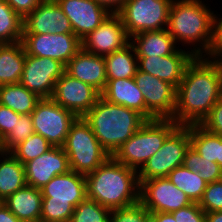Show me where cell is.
Masks as SVG:
<instances>
[{
  "label": "cell",
  "mask_w": 222,
  "mask_h": 222,
  "mask_svg": "<svg viewBox=\"0 0 222 222\" xmlns=\"http://www.w3.org/2000/svg\"><path fill=\"white\" fill-rule=\"evenodd\" d=\"M221 96L217 66L208 56L194 57L177 87L172 119L183 126L200 124Z\"/></svg>",
  "instance_id": "obj_1"
},
{
  "label": "cell",
  "mask_w": 222,
  "mask_h": 222,
  "mask_svg": "<svg viewBox=\"0 0 222 222\" xmlns=\"http://www.w3.org/2000/svg\"><path fill=\"white\" fill-rule=\"evenodd\" d=\"M209 5L206 0H173L170 6L167 30L179 48L195 57L208 56L218 45L219 14Z\"/></svg>",
  "instance_id": "obj_2"
},
{
  "label": "cell",
  "mask_w": 222,
  "mask_h": 222,
  "mask_svg": "<svg viewBox=\"0 0 222 222\" xmlns=\"http://www.w3.org/2000/svg\"><path fill=\"white\" fill-rule=\"evenodd\" d=\"M86 197L109 210L140 201L138 172L110 156L95 171L85 176Z\"/></svg>",
  "instance_id": "obj_3"
},
{
  "label": "cell",
  "mask_w": 222,
  "mask_h": 222,
  "mask_svg": "<svg viewBox=\"0 0 222 222\" xmlns=\"http://www.w3.org/2000/svg\"><path fill=\"white\" fill-rule=\"evenodd\" d=\"M83 118L110 156L147 121L137 111L110 103L101 96Z\"/></svg>",
  "instance_id": "obj_4"
},
{
  "label": "cell",
  "mask_w": 222,
  "mask_h": 222,
  "mask_svg": "<svg viewBox=\"0 0 222 222\" xmlns=\"http://www.w3.org/2000/svg\"><path fill=\"white\" fill-rule=\"evenodd\" d=\"M40 190V222H69L75 207L86 198L85 175L70 170L53 177Z\"/></svg>",
  "instance_id": "obj_5"
},
{
  "label": "cell",
  "mask_w": 222,
  "mask_h": 222,
  "mask_svg": "<svg viewBox=\"0 0 222 222\" xmlns=\"http://www.w3.org/2000/svg\"><path fill=\"white\" fill-rule=\"evenodd\" d=\"M178 126L173 119L147 120L112 157L138 172Z\"/></svg>",
  "instance_id": "obj_6"
},
{
  "label": "cell",
  "mask_w": 222,
  "mask_h": 222,
  "mask_svg": "<svg viewBox=\"0 0 222 222\" xmlns=\"http://www.w3.org/2000/svg\"><path fill=\"white\" fill-rule=\"evenodd\" d=\"M62 148L68 156L70 170L85 176L110 157L83 117L71 124Z\"/></svg>",
  "instance_id": "obj_7"
},
{
  "label": "cell",
  "mask_w": 222,
  "mask_h": 222,
  "mask_svg": "<svg viewBox=\"0 0 222 222\" xmlns=\"http://www.w3.org/2000/svg\"><path fill=\"white\" fill-rule=\"evenodd\" d=\"M173 0H127L117 13L129 37L137 33L167 29Z\"/></svg>",
  "instance_id": "obj_8"
},
{
  "label": "cell",
  "mask_w": 222,
  "mask_h": 222,
  "mask_svg": "<svg viewBox=\"0 0 222 222\" xmlns=\"http://www.w3.org/2000/svg\"><path fill=\"white\" fill-rule=\"evenodd\" d=\"M189 147V125H179L166 138L162 147L138 171L139 183L151 178L167 177L175 168L183 165L184 156Z\"/></svg>",
  "instance_id": "obj_9"
},
{
  "label": "cell",
  "mask_w": 222,
  "mask_h": 222,
  "mask_svg": "<svg viewBox=\"0 0 222 222\" xmlns=\"http://www.w3.org/2000/svg\"><path fill=\"white\" fill-rule=\"evenodd\" d=\"M30 115L34 132L57 147L64 145L69 128L77 118L68 109L58 105L52 98L40 99Z\"/></svg>",
  "instance_id": "obj_10"
},
{
  "label": "cell",
  "mask_w": 222,
  "mask_h": 222,
  "mask_svg": "<svg viewBox=\"0 0 222 222\" xmlns=\"http://www.w3.org/2000/svg\"><path fill=\"white\" fill-rule=\"evenodd\" d=\"M21 42L26 54L52 58L65 66L82 48L75 34H22Z\"/></svg>",
  "instance_id": "obj_11"
},
{
  "label": "cell",
  "mask_w": 222,
  "mask_h": 222,
  "mask_svg": "<svg viewBox=\"0 0 222 222\" xmlns=\"http://www.w3.org/2000/svg\"><path fill=\"white\" fill-rule=\"evenodd\" d=\"M140 202L150 213H172L193 203L167 177L143 181L140 184Z\"/></svg>",
  "instance_id": "obj_12"
},
{
  "label": "cell",
  "mask_w": 222,
  "mask_h": 222,
  "mask_svg": "<svg viewBox=\"0 0 222 222\" xmlns=\"http://www.w3.org/2000/svg\"><path fill=\"white\" fill-rule=\"evenodd\" d=\"M65 65L48 57L26 54L20 83L39 98H51L56 81L64 74Z\"/></svg>",
  "instance_id": "obj_13"
},
{
  "label": "cell",
  "mask_w": 222,
  "mask_h": 222,
  "mask_svg": "<svg viewBox=\"0 0 222 222\" xmlns=\"http://www.w3.org/2000/svg\"><path fill=\"white\" fill-rule=\"evenodd\" d=\"M134 80L144 96L146 109L156 119H172L177 88L169 82L137 70Z\"/></svg>",
  "instance_id": "obj_14"
},
{
  "label": "cell",
  "mask_w": 222,
  "mask_h": 222,
  "mask_svg": "<svg viewBox=\"0 0 222 222\" xmlns=\"http://www.w3.org/2000/svg\"><path fill=\"white\" fill-rule=\"evenodd\" d=\"M100 96L101 93L93 86L72 77L65 71L56 81L51 98L79 118L96 104Z\"/></svg>",
  "instance_id": "obj_15"
},
{
  "label": "cell",
  "mask_w": 222,
  "mask_h": 222,
  "mask_svg": "<svg viewBox=\"0 0 222 222\" xmlns=\"http://www.w3.org/2000/svg\"><path fill=\"white\" fill-rule=\"evenodd\" d=\"M82 48L99 56L123 49L130 43L126 29L118 14H109L105 20L83 40Z\"/></svg>",
  "instance_id": "obj_16"
},
{
  "label": "cell",
  "mask_w": 222,
  "mask_h": 222,
  "mask_svg": "<svg viewBox=\"0 0 222 222\" xmlns=\"http://www.w3.org/2000/svg\"><path fill=\"white\" fill-rule=\"evenodd\" d=\"M74 34L56 0H43L23 19V34Z\"/></svg>",
  "instance_id": "obj_17"
},
{
  "label": "cell",
  "mask_w": 222,
  "mask_h": 222,
  "mask_svg": "<svg viewBox=\"0 0 222 222\" xmlns=\"http://www.w3.org/2000/svg\"><path fill=\"white\" fill-rule=\"evenodd\" d=\"M26 185L43 188L53 177L70 171L69 160L62 147L53 146L24 164Z\"/></svg>",
  "instance_id": "obj_18"
},
{
  "label": "cell",
  "mask_w": 222,
  "mask_h": 222,
  "mask_svg": "<svg viewBox=\"0 0 222 222\" xmlns=\"http://www.w3.org/2000/svg\"><path fill=\"white\" fill-rule=\"evenodd\" d=\"M70 20L73 33L83 40L110 14L94 0H56Z\"/></svg>",
  "instance_id": "obj_19"
},
{
  "label": "cell",
  "mask_w": 222,
  "mask_h": 222,
  "mask_svg": "<svg viewBox=\"0 0 222 222\" xmlns=\"http://www.w3.org/2000/svg\"><path fill=\"white\" fill-rule=\"evenodd\" d=\"M194 57L190 51L183 48H178L173 54L163 57H137L138 70L169 82L177 88L186 67Z\"/></svg>",
  "instance_id": "obj_20"
},
{
  "label": "cell",
  "mask_w": 222,
  "mask_h": 222,
  "mask_svg": "<svg viewBox=\"0 0 222 222\" xmlns=\"http://www.w3.org/2000/svg\"><path fill=\"white\" fill-rule=\"evenodd\" d=\"M65 71L72 77L90 84L100 93L107 83L104 56L95 55L81 48L67 63Z\"/></svg>",
  "instance_id": "obj_21"
},
{
  "label": "cell",
  "mask_w": 222,
  "mask_h": 222,
  "mask_svg": "<svg viewBox=\"0 0 222 222\" xmlns=\"http://www.w3.org/2000/svg\"><path fill=\"white\" fill-rule=\"evenodd\" d=\"M101 97L110 103L125 106L143 115L147 120L156 118L146 109L144 96L134 78L107 80Z\"/></svg>",
  "instance_id": "obj_22"
},
{
  "label": "cell",
  "mask_w": 222,
  "mask_h": 222,
  "mask_svg": "<svg viewBox=\"0 0 222 222\" xmlns=\"http://www.w3.org/2000/svg\"><path fill=\"white\" fill-rule=\"evenodd\" d=\"M42 200L40 189L25 185L3 203L22 222H40Z\"/></svg>",
  "instance_id": "obj_23"
},
{
  "label": "cell",
  "mask_w": 222,
  "mask_h": 222,
  "mask_svg": "<svg viewBox=\"0 0 222 222\" xmlns=\"http://www.w3.org/2000/svg\"><path fill=\"white\" fill-rule=\"evenodd\" d=\"M130 43L137 57H163L179 48L167 29L137 33L130 37Z\"/></svg>",
  "instance_id": "obj_24"
},
{
  "label": "cell",
  "mask_w": 222,
  "mask_h": 222,
  "mask_svg": "<svg viewBox=\"0 0 222 222\" xmlns=\"http://www.w3.org/2000/svg\"><path fill=\"white\" fill-rule=\"evenodd\" d=\"M26 52L22 42L0 44V86L20 83Z\"/></svg>",
  "instance_id": "obj_25"
},
{
  "label": "cell",
  "mask_w": 222,
  "mask_h": 222,
  "mask_svg": "<svg viewBox=\"0 0 222 222\" xmlns=\"http://www.w3.org/2000/svg\"><path fill=\"white\" fill-rule=\"evenodd\" d=\"M26 185L25 167L10 152L0 151V200Z\"/></svg>",
  "instance_id": "obj_26"
},
{
  "label": "cell",
  "mask_w": 222,
  "mask_h": 222,
  "mask_svg": "<svg viewBox=\"0 0 222 222\" xmlns=\"http://www.w3.org/2000/svg\"><path fill=\"white\" fill-rule=\"evenodd\" d=\"M107 80L134 78L138 60L131 43L123 49L104 56Z\"/></svg>",
  "instance_id": "obj_27"
},
{
  "label": "cell",
  "mask_w": 222,
  "mask_h": 222,
  "mask_svg": "<svg viewBox=\"0 0 222 222\" xmlns=\"http://www.w3.org/2000/svg\"><path fill=\"white\" fill-rule=\"evenodd\" d=\"M40 99L21 83L0 86V105L19 114H31Z\"/></svg>",
  "instance_id": "obj_28"
},
{
  "label": "cell",
  "mask_w": 222,
  "mask_h": 222,
  "mask_svg": "<svg viewBox=\"0 0 222 222\" xmlns=\"http://www.w3.org/2000/svg\"><path fill=\"white\" fill-rule=\"evenodd\" d=\"M167 178L195 203H199L208 184L197 172L191 171L184 165L175 168Z\"/></svg>",
  "instance_id": "obj_29"
},
{
  "label": "cell",
  "mask_w": 222,
  "mask_h": 222,
  "mask_svg": "<svg viewBox=\"0 0 222 222\" xmlns=\"http://www.w3.org/2000/svg\"><path fill=\"white\" fill-rule=\"evenodd\" d=\"M23 19L5 1L0 0V44L22 40Z\"/></svg>",
  "instance_id": "obj_30"
},
{
  "label": "cell",
  "mask_w": 222,
  "mask_h": 222,
  "mask_svg": "<svg viewBox=\"0 0 222 222\" xmlns=\"http://www.w3.org/2000/svg\"><path fill=\"white\" fill-rule=\"evenodd\" d=\"M190 146L207 160L217 163L219 152V135L212 134L199 124L189 125Z\"/></svg>",
  "instance_id": "obj_31"
},
{
  "label": "cell",
  "mask_w": 222,
  "mask_h": 222,
  "mask_svg": "<svg viewBox=\"0 0 222 222\" xmlns=\"http://www.w3.org/2000/svg\"><path fill=\"white\" fill-rule=\"evenodd\" d=\"M183 165L197 172L207 183L222 179V168L216 162L202 158L192 146L186 150Z\"/></svg>",
  "instance_id": "obj_32"
},
{
  "label": "cell",
  "mask_w": 222,
  "mask_h": 222,
  "mask_svg": "<svg viewBox=\"0 0 222 222\" xmlns=\"http://www.w3.org/2000/svg\"><path fill=\"white\" fill-rule=\"evenodd\" d=\"M53 147L43 136L33 133L17 145L10 153L22 164L35 159Z\"/></svg>",
  "instance_id": "obj_33"
},
{
  "label": "cell",
  "mask_w": 222,
  "mask_h": 222,
  "mask_svg": "<svg viewBox=\"0 0 222 222\" xmlns=\"http://www.w3.org/2000/svg\"><path fill=\"white\" fill-rule=\"evenodd\" d=\"M110 212L108 208L86 197L75 207L69 222H109Z\"/></svg>",
  "instance_id": "obj_34"
},
{
  "label": "cell",
  "mask_w": 222,
  "mask_h": 222,
  "mask_svg": "<svg viewBox=\"0 0 222 222\" xmlns=\"http://www.w3.org/2000/svg\"><path fill=\"white\" fill-rule=\"evenodd\" d=\"M35 133L30 114H20L12 130L3 140L0 151L11 152L17 145L22 143L27 136Z\"/></svg>",
  "instance_id": "obj_35"
},
{
  "label": "cell",
  "mask_w": 222,
  "mask_h": 222,
  "mask_svg": "<svg viewBox=\"0 0 222 222\" xmlns=\"http://www.w3.org/2000/svg\"><path fill=\"white\" fill-rule=\"evenodd\" d=\"M149 214L150 212L138 201L127 207L111 210L109 222H144Z\"/></svg>",
  "instance_id": "obj_36"
},
{
  "label": "cell",
  "mask_w": 222,
  "mask_h": 222,
  "mask_svg": "<svg viewBox=\"0 0 222 222\" xmlns=\"http://www.w3.org/2000/svg\"><path fill=\"white\" fill-rule=\"evenodd\" d=\"M198 204L205 213L222 211V179L207 184Z\"/></svg>",
  "instance_id": "obj_37"
},
{
  "label": "cell",
  "mask_w": 222,
  "mask_h": 222,
  "mask_svg": "<svg viewBox=\"0 0 222 222\" xmlns=\"http://www.w3.org/2000/svg\"><path fill=\"white\" fill-rule=\"evenodd\" d=\"M199 125L212 134L222 136V96Z\"/></svg>",
  "instance_id": "obj_38"
},
{
  "label": "cell",
  "mask_w": 222,
  "mask_h": 222,
  "mask_svg": "<svg viewBox=\"0 0 222 222\" xmlns=\"http://www.w3.org/2000/svg\"><path fill=\"white\" fill-rule=\"evenodd\" d=\"M172 215L176 222H206V213L195 202L172 212Z\"/></svg>",
  "instance_id": "obj_39"
},
{
  "label": "cell",
  "mask_w": 222,
  "mask_h": 222,
  "mask_svg": "<svg viewBox=\"0 0 222 222\" xmlns=\"http://www.w3.org/2000/svg\"><path fill=\"white\" fill-rule=\"evenodd\" d=\"M20 114L14 112L12 109L0 105V136L3 140L12 130L16 120H19Z\"/></svg>",
  "instance_id": "obj_40"
},
{
  "label": "cell",
  "mask_w": 222,
  "mask_h": 222,
  "mask_svg": "<svg viewBox=\"0 0 222 222\" xmlns=\"http://www.w3.org/2000/svg\"><path fill=\"white\" fill-rule=\"evenodd\" d=\"M11 8L24 19L32 12L43 0H5Z\"/></svg>",
  "instance_id": "obj_41"
},
{
  "label": "cell",
  "mask_w": 222,
  "mask_h": 222,
  "mask_svg": "<svg viewBox=\"0 0 222 222\" xmlns=\"http://www.w3.org/2000/svg\"><path fill=\"white\" fill-rule=\"evenodd\" d=\"M100 6L104 7L109 13L117 14L125 5L127 0H94Z\"/></svg>",
  "instance_id": "obj_42"
},
{
  "label": "cell",
  "mask_w": 222,
  "mask_h": 222,
  "mask_svg": "<svg viewBox=\"0 0 222 222\" xmlns=\"http://www.w3.org/2000/svg\"><path fill=\"white\" fill-rule=\"evenodd\" d=\"M208 57L217 66V69L220 75L221 88H222V46L218 44L216 48L212 50V52L208 55Z\"/></svg>",
  "instance_id": "obj_43"
},
{
  "label": "cell",
  "mask_w": 222,
  "mask_h": 222,
  "mask_svg": "<svg viewBox=\"0 0 222 222\" xmlns=\"http://www.w3.org/2000/svg\"><path fill=\"white\" fill-rule=\"evenodd\" d=\"M0 222H22L19 220L4 203L0 205Z\"/></svg>",
  "instance_id": "obj_44"
},
{
  "label": "cell",
  "mask_w": 222,
  "mask_h": 222,
  "mask_svg": "<svg viewBox=\"0 0 222 222\" xmlns=\"http://www.w3.org/2000/svg\"><path fill=\"white\" fill-rule=\"evenodd\" d=\"M157 220V222H176L172 213L169 212H157L151 213Z\"/></svg>",
  "instance_id": "obj_45"
},
{
  "label": "cell",
  "mask_w": 222,
  "mask_h": 222,
  "mask_svg": "<svg viewBox=\"0 0 222 222\" xmlns=\"http://www.w3.org/2000/svg\"><path fill=\"white\" fill-rule=\"evenodd\" d=\"M206 222H222V211L206 213Z\"/></svg>",
  "instance_id": "obj_46"
},
{
  "label": "cell",
  "mask_w": 222,
  "mask_h": 222,
  "mask_svg": "<svg viewBox=\"0 0 222 222\" xmlns=\"http://www.w3.org/2000/svg\"><path fill=\"white\" fill-rule=\"evenodd\" d=\"M218 44L222 46V14H219Z\"/></svg>",
  "instance_id": "obj_47"
},
{
  "label": "cell",
  "mask_w": 222,
  "mask_h": 222,
  "mask_svg": "<svg viewBox=\"0 0 222 222\" xmlns=\"http://www.w3.org/2000/svg\"><path fill=\"white\" fill-rule=\"evenodd\" d=\"M217 164L222 168V136H219V152H218Z\"/></svg>",
  "instance_id": "obj_48"
},
{
  "label": "cell",
  "mask_w": 222,
  "mask_h": 222,
  "mask_svg": "<svg viewBox=\"0 0 222 222\" xmlns=\"http://www.w3.org/2000/svg\"><path fill=\"white\" fill-rule=\"evenodd\" d=\"M144 222H157L156 218L150 213L146 218Z\"/></svg>",
  "instance_id": "obj_49"
},
{
  "label": "cell",
  "mask_w": 222,
  "mask_h": 222,
  "mask_svg": "<svg viewBox=\"0 0 222 222\" xmlns=\"http://www.w3.org/2000/svg\"><path fill=\"white\" fill-rule=\"evenodd\" d=\"M1 145H2V140H1V136H0V149H1Z\"/></svg>",
  "instance_id": "obj_50"
}]
</instances>
